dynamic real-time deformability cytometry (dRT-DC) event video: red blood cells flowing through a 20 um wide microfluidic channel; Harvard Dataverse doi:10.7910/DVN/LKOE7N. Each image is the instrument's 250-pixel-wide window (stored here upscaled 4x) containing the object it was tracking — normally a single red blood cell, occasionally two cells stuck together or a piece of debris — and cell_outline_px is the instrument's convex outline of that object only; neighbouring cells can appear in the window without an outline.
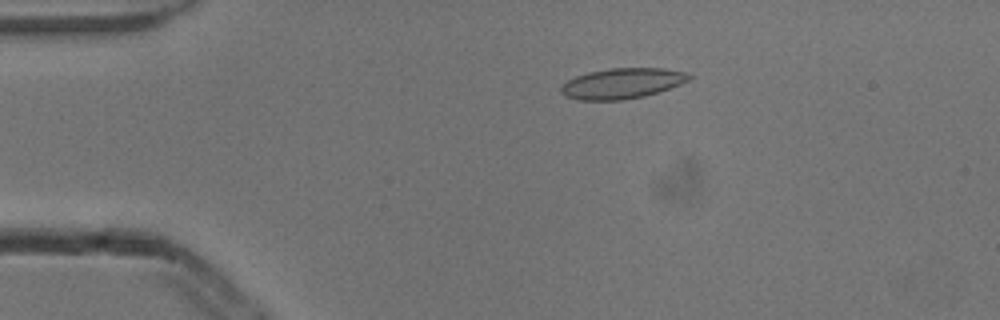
{"species": "common noctule bat (a hibernating species)", "species_latin": "Nyctalus noctula", "temperature_condition": "cold", "stored_images_in_passage": 5, "camera_frame_rate_fps": 3000, "um_per_image_px": 0.085, "animal": {"sex": "male", "body_mass_g": 13.3}, "frame": {"image": 1, "passage_image": 3, "time_ms": 0.667, "image_size_px": [1000, 320], "cell_outline_px": [[692, 76], [688, 80], [680, 84], [660, 92], [644, 96], [624, 100], [580, 100], [564, 96], [560, 92], [560, 88], [568, 80], [576, 76], [588, 72], [608, 68], [664, 68], [684, 72]], "centroid_in_image_um": [52.87, 7.09], "position_along_channel_um": 32.1, "area_um2": 22.77}}
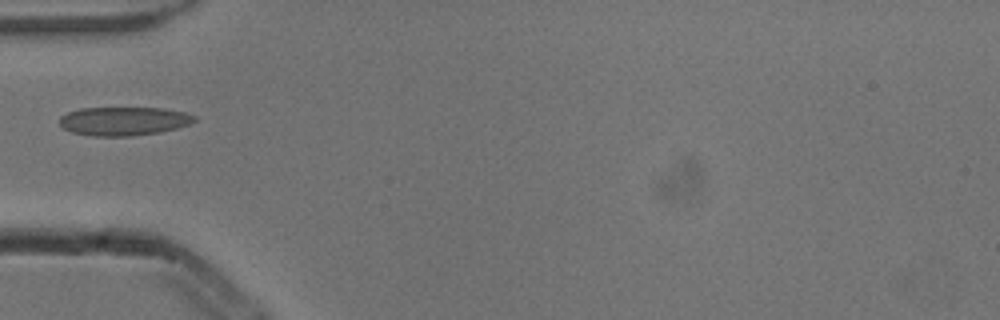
{"frame": {"image": 2, "passage_image": 5, "time_ms": 1.333, "image_size_px": [1000, 320], "cell_outline_px": [[196, 120], [188, 124], [176, 128], [160, 132], [132, 136], [92, 136], [72, 132], [64, 128], [60, 124], [60, 116], [68, 112], [80, 108], [164, 108], [184, 112], [196, 116]], "centroid_in_image_um": [10.51, 10.29], "position_along_channel_um": 74.5, "area_um2": 22.48}}